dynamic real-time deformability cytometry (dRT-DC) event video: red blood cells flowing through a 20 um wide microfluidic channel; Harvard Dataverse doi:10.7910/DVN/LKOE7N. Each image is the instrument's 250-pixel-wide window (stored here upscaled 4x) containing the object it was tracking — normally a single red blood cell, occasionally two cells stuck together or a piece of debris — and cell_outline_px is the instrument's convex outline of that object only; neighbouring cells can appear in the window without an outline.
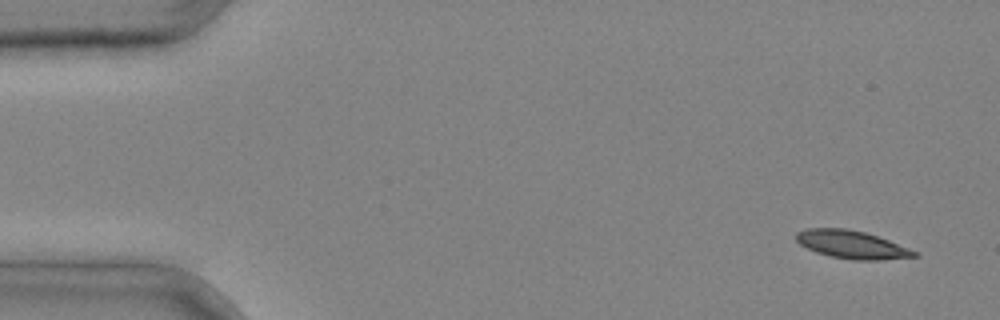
{"species": "common noctule bat (a hibernating species)", "species_latin": "Nyctalus noctula", "temperature_condition": "cold", "stored_images_in_passage": 4, "camera_frame_rate_fps": 3000, "um_per_image_px": 0.085, "animal": {"sex": "male", "body_mass_g": 20.4}, "frame": {"image": 1, "passage_image": 1, "time_ms": 0.0, "image_size_px": [1000, 320], "cell_outline_px": [[920, 256], [880, 260], [852, 260], [832, 256], [816, 252], [800, 244], [796, 240], [796, 232], [808, 228], [844, 228], [864, 232], [888, 240], [920, 252]], "centroid_in_image_um": [72.43, 20.79], "position_along_channel_um": 12.6, "area_um2": 19.19}}
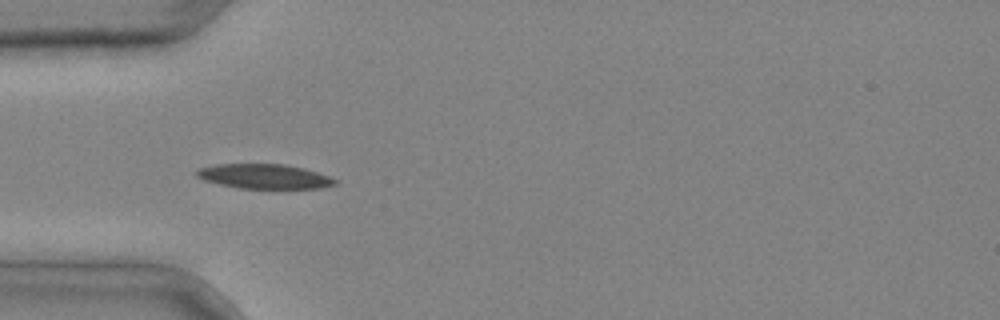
{"frame": {"image": 2, "passage_image": 3, "time_ms": 0.667, "image_size_px": [1000, 320], "cell_outline_px": [[340, 180], [336, 184], [320, 188], [240, 188], [220, 184], [204, 180], [196, 176], [196, 172], [200, 168], [216, 164], [284, 164], [304, 168]], "centroid_in_image_um": [22.49, 14.99], "position_along_channel_um": 62.5, "area_um2": 19.71}}